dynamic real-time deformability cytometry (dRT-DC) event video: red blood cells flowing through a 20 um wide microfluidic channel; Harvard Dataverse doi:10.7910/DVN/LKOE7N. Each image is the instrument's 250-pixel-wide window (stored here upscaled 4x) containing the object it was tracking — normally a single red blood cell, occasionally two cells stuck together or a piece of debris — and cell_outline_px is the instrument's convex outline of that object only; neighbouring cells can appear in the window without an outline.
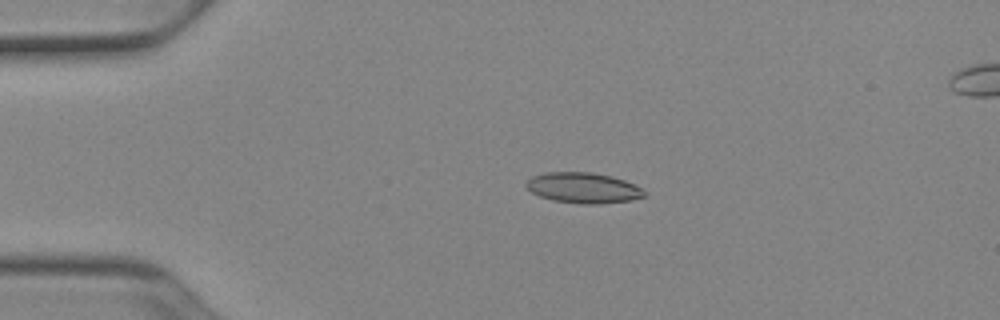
{"species": "Egyptian fruit bat (a non-hibernating species)", "species_latin": "Rousettus aegyptiacus", "temperature_condition": "cold", "stored_images_in_passage": 52, "camera_frame_rate_fps": 3000, "um_per_image_px": 0.085, "animal": {"sex": "female"}, "frame": {"image": 1, "passage_image": 12, "time_ms": 3.667, "image_size_px": [1000, 320], "cell_outline_px": [[648, 192], [644, 196], [632, 200], [600, 204], [580, 204], [552, 200], [540, 196], [532, 192], [524, 184], [532, 176], [544, 172], [592, 172], [612, 176], [624, 180], [644, 188]], "centroid_in_image_um": [49.61, 15.97], "position_along_channel_um": 35.4, "area_um2": 21.27}}
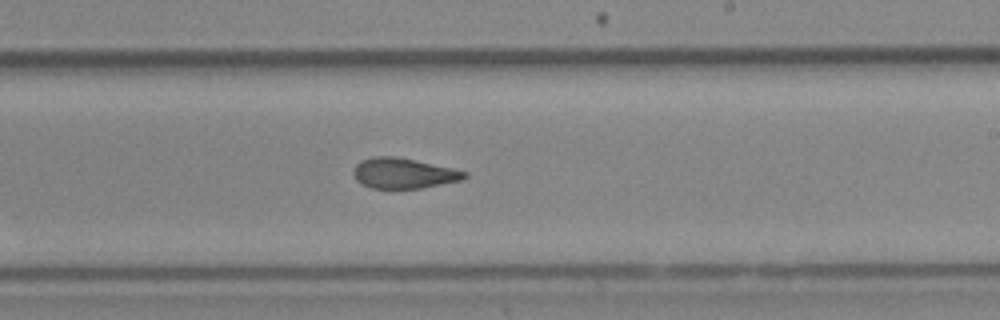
{"frame": {"image": 2, "passage_image": 32, "time_ms": 10.333, "image_size_px": [1000, 320], "cell_outline_px": [[468, 176], [464, 180], [420, 188], [372, 188], [356, 180], [352, 172], [356, 164], [360, 160], [376, 156], [396, 156], [452, 168], [468, 172]], "centroid_in_image_um": [34.32, 14.72], "position_along_channel_um": 254.7, "area_um2": 19.65}}
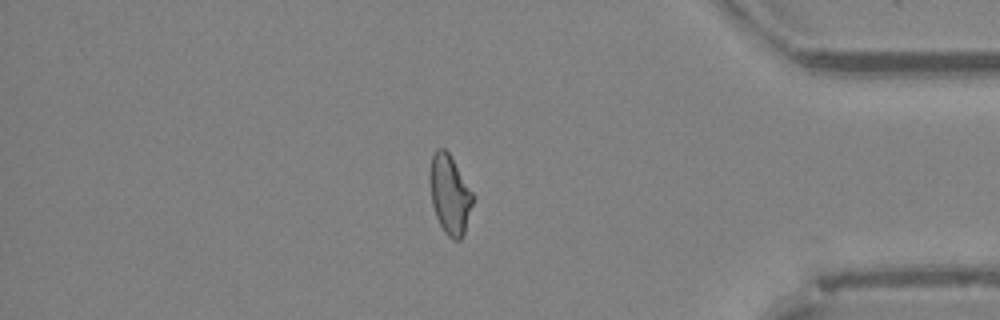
{"frame": {"image": 3, "passage_image": 45, "time_ms": 14.667, "image_size_px": [1000, 320], "cell_outline_px": [[472, 204], [464, 232], [460, 240], [452, 240], [444, 232], [436, 216], [432, 204], [432, 156], [436, 148], [444, 148], [448, 152], [472, 192]], "centroid_in_image_um": [38.25, 16.57], "position_along_channel_um": 397.0, "area_um2": 18.84}, "authors_computed_cell_mechanics": {"area_um2": 20.3745, "velocity_mm_per_s": 3.9207, "shape_relaxation_time_tau1_ms": null, "shape_relaxation_time_tau2_ms": 1.9645, "deformation_change_tau1": null, "deformation_change_tau2": 0.0727}}